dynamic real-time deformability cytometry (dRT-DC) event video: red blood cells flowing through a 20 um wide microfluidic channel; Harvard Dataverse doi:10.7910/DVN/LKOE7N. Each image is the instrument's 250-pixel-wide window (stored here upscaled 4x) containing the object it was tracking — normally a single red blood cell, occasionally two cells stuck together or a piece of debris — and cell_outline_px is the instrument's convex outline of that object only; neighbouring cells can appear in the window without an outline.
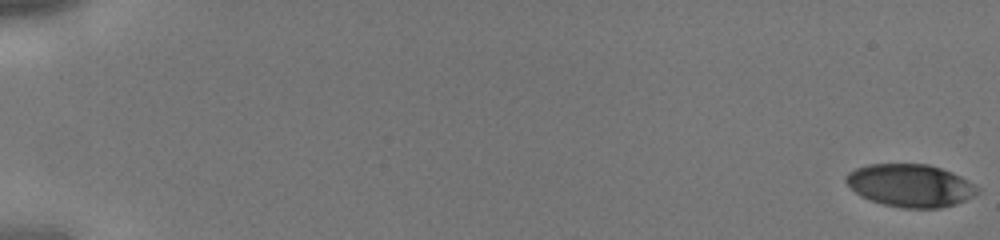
{"species": "human", "species_latin": "Homo sapiens", "temperature_condition": "cold", "stored_images_in_passage": 13, "camera_frame_rate_fps": 3000, "um_per_image_px": 0.085, "donor": {"sex": "male"}, "frame": {"image": 1, "passage_image": 1, "time_ms": 0.0, "image_size_px": [1000, 240], "cell_outline_px": [[980, 192], [956, 204], [940, 208], [904, 208], [884, 204], [860, 196], [844, 180], [844, 176], [848, 172], [856, 168], [868, 164], [928, 164], [952, 172], [976, 184], [980, 188]], "centroid_in_image_um": [77.39, 15.76], "position_along_channel_um": 7.6, "area_um2": 32.71}}
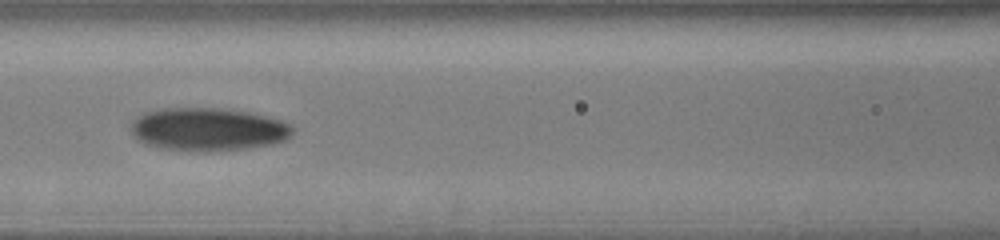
{"frame": {"image": 2, "passage_image": 10, "time_ms": 3.0, "image_size_px": [1000, 240], "cell_outline_px": [[292, 136], [284, 140], [272, 144], [244, 148], [208, 152], [196, 152], [160, 148], [144, 144], [132, 132], [132, 124], [144, 112], [160, 108], [216, 108], [252, 112], [280, 120], [292, 124]], "centroid_in_image_um": [17.71, 11.0], "position_along_channel_um": 148.9, "area_um2": 40.58}}
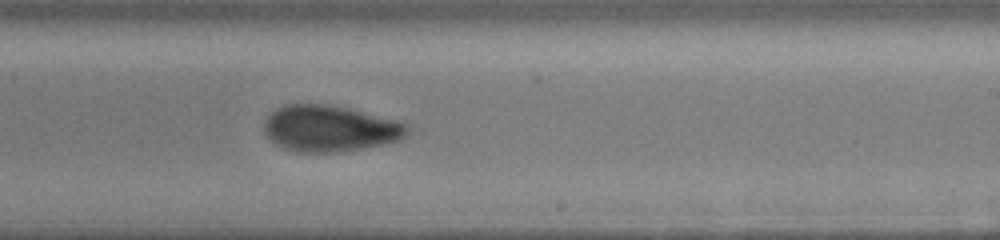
{"frame": {"image": 3, "passage_image": 13, "time_ms": 4.0, "image_size_px": [1000, 240], "cell_outline_px": [[412, 132], [408, 136], [400, 140], [384, 144], [340, 152], [296, 152], [272, 144], [264, 132], [264, 120], [276, 108], [284, 104], [328, 104], [348, 108], [400, 120], [412, 124]], "centroid_in_image_um": [28.1, 10.92], "position_along_channel_um": 260.9, "area_um2": 39.48}}